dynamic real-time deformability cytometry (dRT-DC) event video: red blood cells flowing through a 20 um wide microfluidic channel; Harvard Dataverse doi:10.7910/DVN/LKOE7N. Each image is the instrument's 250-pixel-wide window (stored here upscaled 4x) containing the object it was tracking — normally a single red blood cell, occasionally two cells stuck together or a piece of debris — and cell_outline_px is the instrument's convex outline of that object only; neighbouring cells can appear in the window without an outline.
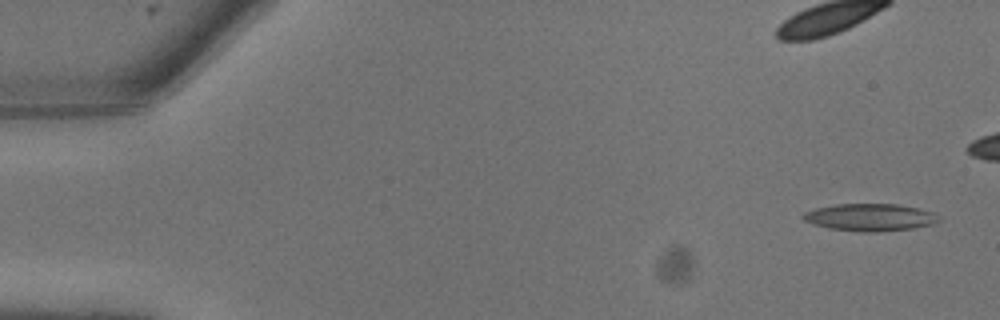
{"species": "common noctule bat (a hibernating species)", "species_latin": "Nyctalus noctula", "temperature_condition": "warm", "stored_images_in_passage": 13, "camera_frame_rate_fps": 3000, "um_per_image_px": 0.085, "animal": {"sex": "male", "body_mass_g": 13.3}, "frame": {"image": 1, "passage_image": 1, "time_ms": 0.0, "image_size_px": [1000, 320], "cell_outline_px": [[940, 220], [932, 224], [912, 228], [876, 232], [860, 232], [828, 228], [812, 224], [804, 220], [800, 216], [804, 212], [816, 208], [836, 204], [896, 204], [916, 208], [932, 212]], "centroid_in_image_um": [73.88, 18.47], "position_along_channel_um": 11.1, "area_um2": 21.44}}